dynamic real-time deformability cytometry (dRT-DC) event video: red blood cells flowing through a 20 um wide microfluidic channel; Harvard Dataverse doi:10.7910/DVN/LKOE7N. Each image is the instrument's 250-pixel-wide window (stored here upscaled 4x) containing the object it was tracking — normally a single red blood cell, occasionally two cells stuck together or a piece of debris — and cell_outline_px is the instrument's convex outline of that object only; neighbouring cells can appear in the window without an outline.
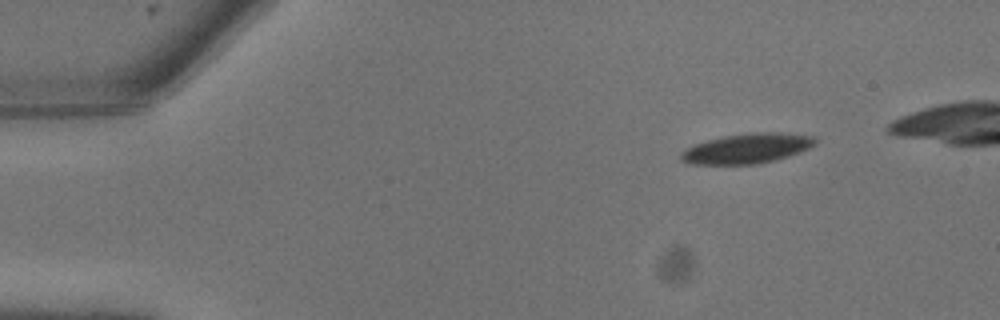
{"species": "common noctule bat (a hibernating species)", "species_latin": "Nyctalus noctula", "temperature_condition": "warm", "stored_images_in_passage": 9, "camera_frame_rate_fps": 3000, "um_per_image_px": 0.085, "animal": {"sex": "male", "body_mass_g": 13.3}, "frame": {"image": 1, "passage_image": 2, "time_ms": 0.333, "image_size_px": [1000, 320], "cell_outline_px": [[816, 144], [800, 152], [788, 156], [756, 164], [692, 164], [680, 160], [680, 152], [696, 144], [708, 140], [724, 136], [752, 132], [780, 132], [816, 136]], "centroid_in_image_um": [63.52, 12.61], "position_along_channel_um": 21.5, "area_um2": 23.29}}
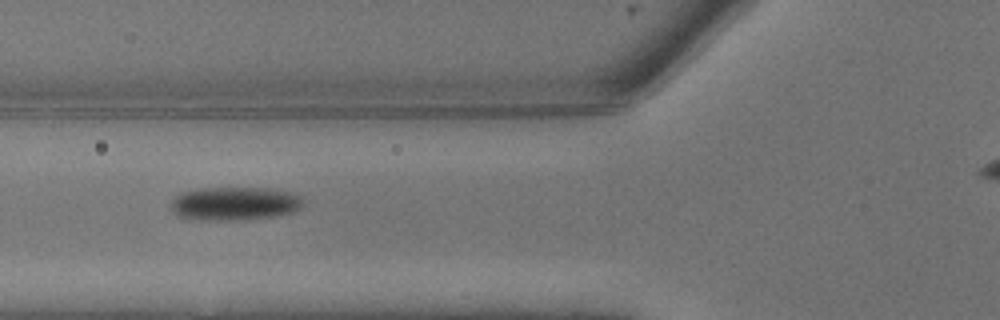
{"frame": {"image": 2, "passage_image": 8, "time_ms": 2.333, "image_size_px": [1000, 320], "cell_outline_px": [[304, 204], [296, 212], [276, 216], [236, 220], [188, 220], [176, 216], [172, 212], [172, 200], [176, 196], [184, 192], [200, 188], [268, 188], [288, 192], [300, 196], [304, 200]], "centroid_in_image_um": [19.94, 17.32], "position_along_channel_um": 105.9, "area_um2": 26.07}}